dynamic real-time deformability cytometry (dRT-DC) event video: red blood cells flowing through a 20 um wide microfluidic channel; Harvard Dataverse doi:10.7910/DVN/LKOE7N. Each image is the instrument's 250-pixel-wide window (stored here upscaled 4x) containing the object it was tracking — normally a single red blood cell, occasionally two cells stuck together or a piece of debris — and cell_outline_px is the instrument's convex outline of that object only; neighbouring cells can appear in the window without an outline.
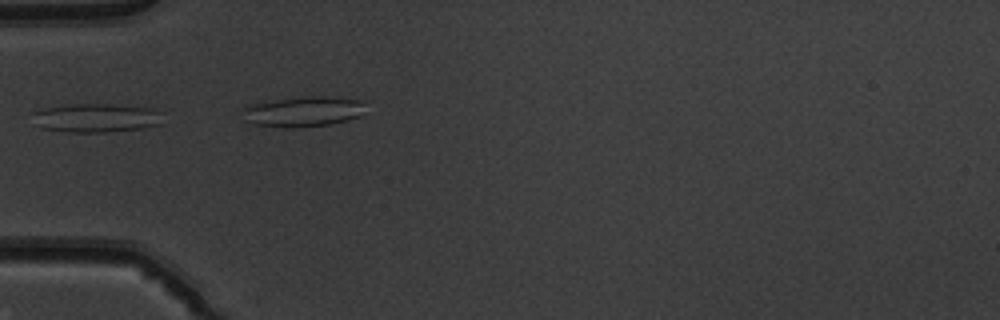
{"species": "common noctule bat (a hibernating species)", "species_latin": "Nyctalus noctula", "temperature_condition": "warm", "stored_images_in_passage": 3, "camera_frame_rate_fps": 3000, "um_per_image_px": 0.085, "animal": {"sex": "male", "body_mass_g": 19.5, "forearm_length_mm": 54.6}, "frame": {"image": 1, "passage_image": 1, "time_ms": 0.0, "image_size_px": [1000, 320], "cell_outline_px": [[160, 124], [140, 128], [104, 132], [68, 132], [40, 128], [36, 124], [32, 112], [44, 108], [76, 104], [108, 104], [152, 108], [160, 112]], "centroid_in_image_um": [8.13, 10.02], "position_along_channel_um": 76.9, "area_um2": 21.56}}